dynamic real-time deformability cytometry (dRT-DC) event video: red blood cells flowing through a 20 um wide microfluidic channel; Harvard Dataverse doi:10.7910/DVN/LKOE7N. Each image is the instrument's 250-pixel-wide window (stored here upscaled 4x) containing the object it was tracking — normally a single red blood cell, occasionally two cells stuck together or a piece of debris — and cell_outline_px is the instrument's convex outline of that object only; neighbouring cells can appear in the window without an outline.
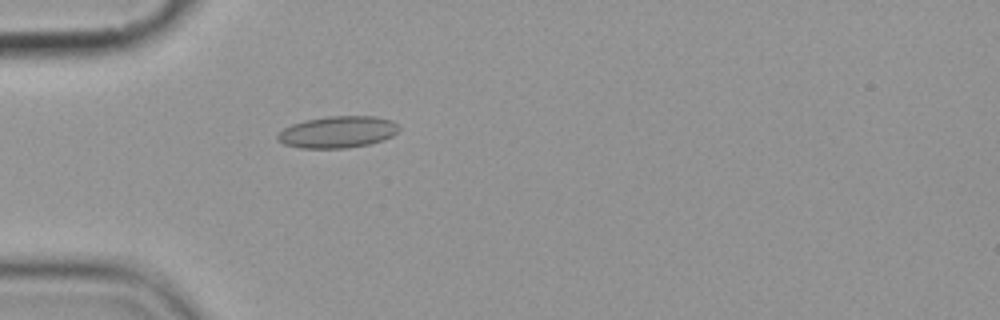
{"species": "common noctule bat (a hibernating species)", "species_latin": "Nyctalus noctula", "temperature_condition": "cold", "stored_images_in_passage": 5, "camera_frame_rate_fps": 3000, "um_per_image_px": 0.085, "animal": {"sex": "female", "body_mass_g": 19.9}, "frame": {"image": 1, "passage_image": 5, "time_ms": 4.667, "image_size_px": [1000, 320], "cell_outline_px": [[400, 128], [392, 136], [384, 140], [368, 144], [344, 148], [300, 148], [284, 144], [276, 140], [276, 132], [292, 124], [304, 120], [328, 116], [376, 116], [392, 120]], "centroid_in_image_um": [28.66, 11.22], "position_along_channel_um": 56.3, "area_um2": 22.6}}